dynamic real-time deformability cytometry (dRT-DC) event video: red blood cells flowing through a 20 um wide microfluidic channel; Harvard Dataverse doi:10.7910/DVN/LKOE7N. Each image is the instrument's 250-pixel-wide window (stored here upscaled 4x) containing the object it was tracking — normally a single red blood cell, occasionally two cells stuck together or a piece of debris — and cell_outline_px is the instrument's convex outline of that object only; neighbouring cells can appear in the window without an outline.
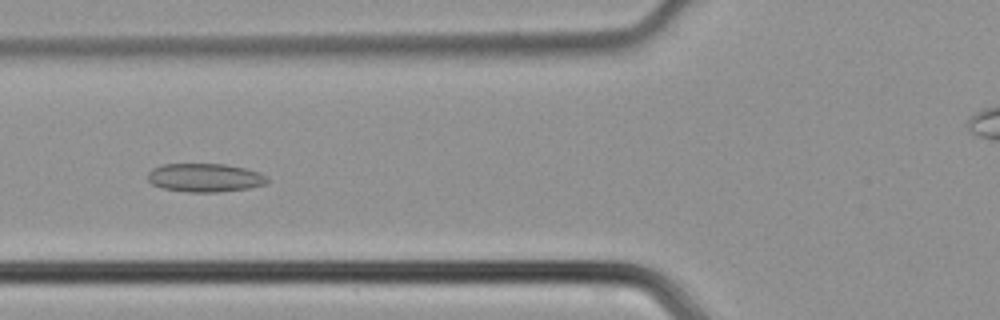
{"species": "common noctule bat (a hibernating species)", "species_latin": "Nyctalus noctula", "temperature_condition": "cold", "stored_images_in_passage": 49, "camera_frame_rate_fps": 3000, "um_per_image_px": 0.085, "animal": {"sex": "male", "body_mass_g": 21.5, "forearm_length_mm": 52.0}, "frame": {"image": 1, "passage_image": 19, "time_ms": 6.0, "image_size_px": [1000, 320], "cell_outline_px": [[268, 180], [264, 184], [248, 188], [216, 192], [188, 192], [164, 188], [152, 184], [148, 180], [148, 172], [152, 168], [164, 164], [224, 164], [244, 168], [260, 172]], "centroid_in_image_um": [17.38, 15.1], "position_along_channel_um": 108.4, "area_um2": 19.65}}
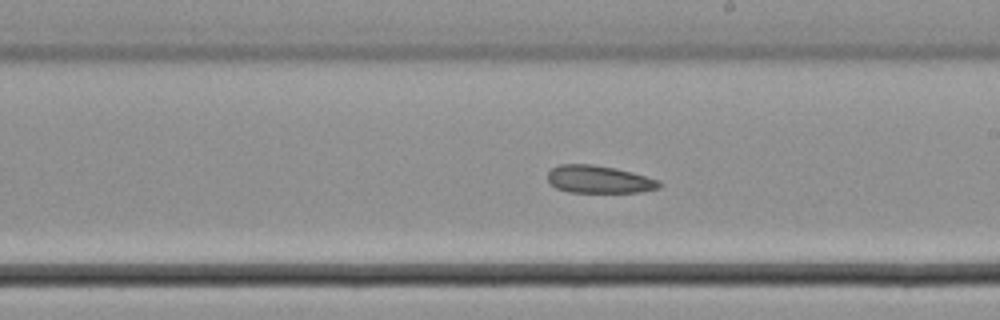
{"frame": {"image": 2, "passage_image": 28, "time_ms": 9.0, "image_size_px": [1000, 320], "cell_outline_px": [[664, 184], [660, 188], [640, 192], [568, 192], [556, 188], [548, 184], [548, 172], [552, 168], [560, 164], [592, 164], [632, 172], [660, 180]], "centroid_in_image_um": [50.92, 15.25], "position_along_channel_um": 238.1, "area_um2": 18.09}}
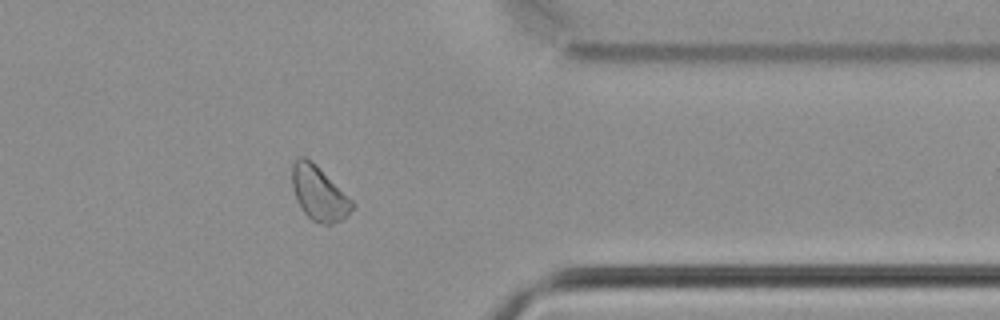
{"frame": {"image": 3, "passage_image": 39, "time_ms": 12.667, "image_size_px": [1000, 320], "cell_outline_px": [[356, 204], [340, 220], [332, 224], [320, 224], [312, 220], [300, 208], [296, 200], [292, 184], [292, 164], [296, 156], [304, 156], [316, 164]], "centroid_in_image_um": [27.07, 16.41], "position_along_channel_um": 384.3, "area_um2": 18.9}}